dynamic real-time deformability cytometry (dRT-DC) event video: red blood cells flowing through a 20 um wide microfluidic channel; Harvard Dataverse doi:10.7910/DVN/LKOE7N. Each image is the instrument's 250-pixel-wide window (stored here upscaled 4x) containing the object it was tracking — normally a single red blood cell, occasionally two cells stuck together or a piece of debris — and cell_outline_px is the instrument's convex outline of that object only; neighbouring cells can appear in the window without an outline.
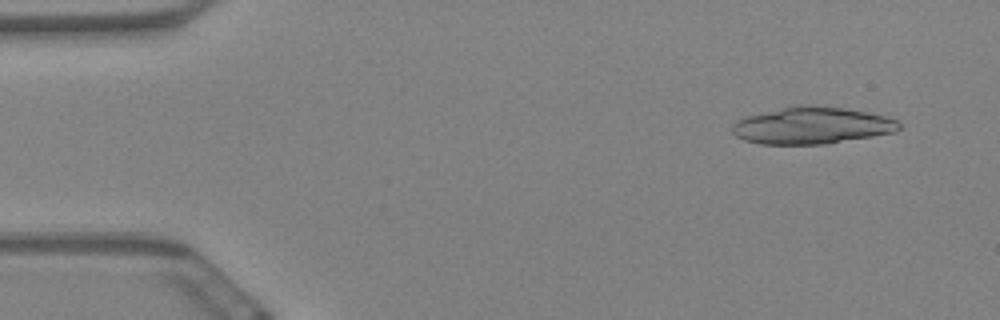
{"species": "Egyptian fruit bat (a non-hibernating species)", "species_latin": "Rousettus aegyptiacus", "temperature_condition": "warm", "stored_images_in_passage": 22, "camera_frame_rate_fps": 3000, "um_per_image_px": 0.085, "animal": {"sex": "female"}, "frame": {"image": 1, "passage_image": 4, "time_ms": 1.0, "image_size_px": [1000, 320], "cell_outline_px": [[900, 128], [896, 132], [824, 144], [760, 144], [744, 140], [736, 136], [732, 132], [732, 124], [736, 120], [744, 116], [796, 104], [816, 104], [844, 108], [884, 116], [900, 120]], "centroid_in_image_um": [68.97, 10.65], "position_along_channel_um": 16.0, "area_um2": 36.24}}